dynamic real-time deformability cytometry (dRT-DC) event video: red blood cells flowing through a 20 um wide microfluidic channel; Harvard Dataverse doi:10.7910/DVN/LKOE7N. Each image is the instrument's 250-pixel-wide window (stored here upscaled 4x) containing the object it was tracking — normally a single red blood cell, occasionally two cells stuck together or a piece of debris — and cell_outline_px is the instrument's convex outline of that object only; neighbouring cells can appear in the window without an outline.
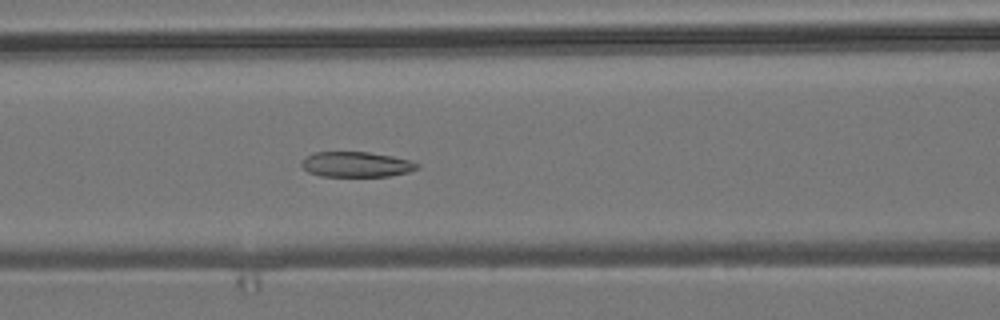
{"species": "common noctule bat (a hibernating species)", "species_latin": "Nyctalus noctula", "temperature_condition": "room temperature", "stored_images_in_passage": 43, "camera_frame_rate_fps": 3000, "um_per_image_px": 0.085, "animal": {"sex": "male", "body_mass_g": 19.2, "forearm_length_mm": 51.8}, "frame": {"image": 1, "passage_image": 12, "time_ms": 3.667, "image_size_px": [1000, 320], "cell_outline_px": [[420, 168], [408, 172], [388, 176], [320, 176], [308, 172], [300, 164], [308, 156], [316, 152], [368, 152], [392, 156], [408, 160], [420, 164]], "centroid_in_image_um": [30.31, 13.98], "position_along_channel_um": 136.3, "area_um2": 16.88}}
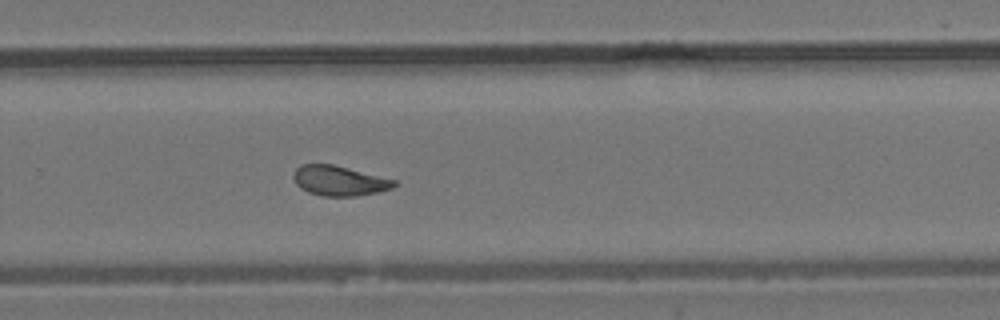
{"frame": {"image": 2, "passage_image": 25, "time_ms": 8.0, "image_size_px": [1000, 320], "cell_outline_px": [[396, 184], [392, 188], [376, 192], [356, 196], [324, 196], [308, 192], [300, 188], [296, 184], [292, 176], [296, 168], [300, 164], [332, 164], [396, 180]], "centroid_in_image_um": [28.79, 15.36], "position_along_channel_um": 301.0, "area_um2": 17.46}}
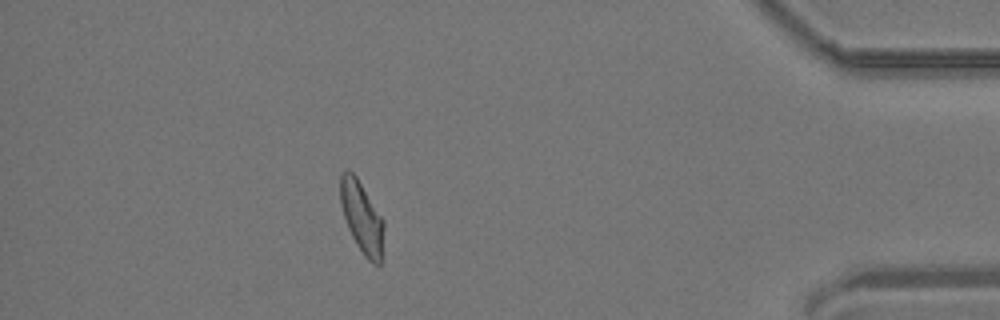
{"frame": {"image": 3, "passage_image": 37, "time_ms": 12.0, "image_size_px": [1000, 320], "cell_outline_px": [[384, 228], [380, 264], [372, 264], [364, 256], [356, 244], [348, 228], [340, 204], [340, 172], [344, 168], [348, 168], [356, 176], [384, 220]], "centroid_in_image_um": [30.73, 18.43], "position_along_channel_um": 404.5, "area_um2": 18.21}, "authors_computed_cell_mechanics": {"area_um2": 18.1492, "velocity_mm_per_s": 3.8093, "shape_relaxation_time_tau1_ms": null, "shape_relaxation_time_tau2_ms": 2.104, "deformation_change_tau1": null, "deformation_change_tau2": 0.0931}}